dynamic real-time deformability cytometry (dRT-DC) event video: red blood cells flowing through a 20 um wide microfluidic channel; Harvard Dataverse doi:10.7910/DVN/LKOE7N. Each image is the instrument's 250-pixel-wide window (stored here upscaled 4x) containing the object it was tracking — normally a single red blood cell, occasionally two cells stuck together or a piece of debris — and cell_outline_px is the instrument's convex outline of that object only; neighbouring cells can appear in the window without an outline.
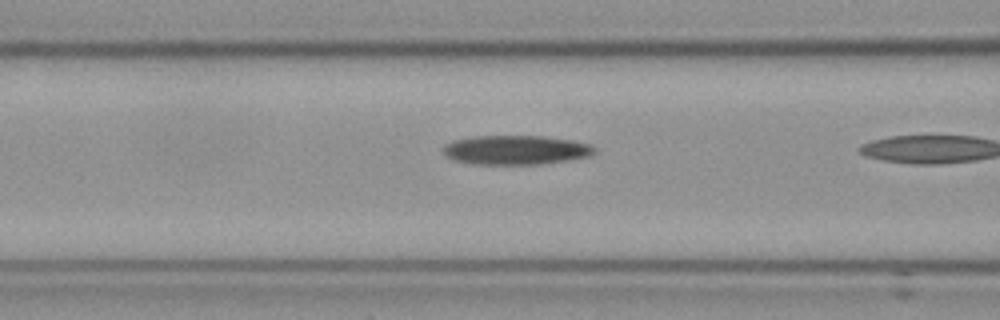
{"species": "Egyptian fruit bat (a non-hibernating species)", "species_latin": "Rousettus aegyptiacus", "temperature_condition": "cold", "stored_images_in_passage": 21, "camera_frame_rate_fps": 3000, "um_per_image_px": 0.085, "frame": {"image": 1, "passage_image": 20, "time_ms": 6.333, "image_size_px": [1000, 320], "cell_outline_px": [[596, 152], [588, 156], [540, 164], [472, 164], [452, 160], [444, 152], [444, 144], [452, 140], [472, 136], [540, 136], [572, 140], [588, 144], [596, 148]], "centroid_in_image_um": [43.79, 12.74], "position_along_channel_um": 122.8, "area_um2": 25.66}}